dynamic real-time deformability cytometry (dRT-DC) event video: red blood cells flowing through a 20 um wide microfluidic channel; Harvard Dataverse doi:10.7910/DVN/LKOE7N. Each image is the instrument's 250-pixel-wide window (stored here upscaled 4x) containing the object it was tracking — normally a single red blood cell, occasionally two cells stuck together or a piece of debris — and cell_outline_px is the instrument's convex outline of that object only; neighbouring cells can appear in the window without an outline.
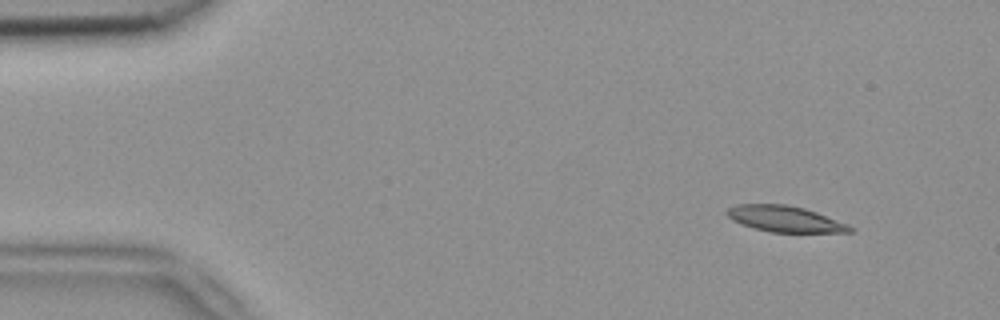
{"species": "common noctule bat (a hibernating species)", "species_latin": "Nyctalus noctula", "temperature_condition": "room temperature", "stored_images_in_passage": 4, "camera_frame_rate_fps": 3000, "um_per_image_px": 0.085, "animal": {"sex": "female", "body_mass_g": 18.4}, "frame": {"image": 1, "passage_image": 1, "time_ms": 0.0, "image_size_px": [1000, 320], "cell_outline_px": [[856, 228], [852, 232], [768, 232], [752, 228], [740, 224], [732, 220], [724, 212], [728, 208], [736, 204], [788, 204], [804, 208], [816, 212], [848, 224]], "centroid_in_image_um": [66.69, 18.61], "position_along_channel_um": 18.3, "area_um2": 18.84}}
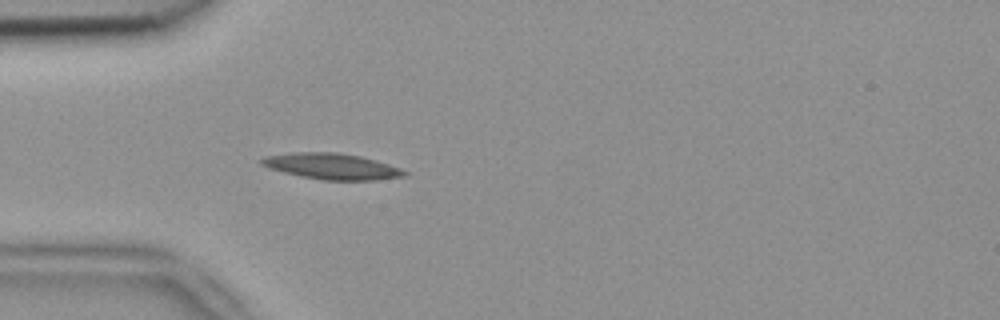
{"frame": {"image": 2, "passage_image": 4, "time_ms": 1.0, "image_size_px": [1000, 320], "cell_outline_px": [[408, 176], [376, 180], [324, 180], [300, 176], [268, 168], [260, 164], [260, 160], [264, 156], [292, 152], [336, 152], [360, 156], [376, 160], [400, 168], [408, 172]], "centroid_in_image_um": [28.2, 14.14], "position_along_channel_um": 56.8, "area_um2": 21.73}}